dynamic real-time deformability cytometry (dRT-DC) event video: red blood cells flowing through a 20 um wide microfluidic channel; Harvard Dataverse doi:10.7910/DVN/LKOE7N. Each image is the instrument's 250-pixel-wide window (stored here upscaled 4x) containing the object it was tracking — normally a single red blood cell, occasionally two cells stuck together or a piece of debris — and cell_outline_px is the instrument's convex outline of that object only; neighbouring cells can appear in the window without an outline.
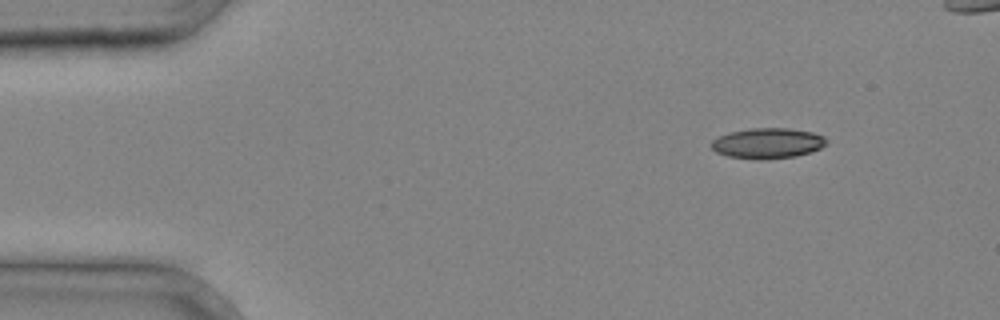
{"species": "common noctule bat (a hibernating species)", "species_latin": "Nyctalus noctula", "temperature_condition": "cold", "stored_images_in_passage": 4, "camera_frame_rate_fps": 3000, "um_per_image_px": 0.085, "animal": {"sex": "male", "body_mass_g": 20.4}, "frame": {"image": 1, "passage_image": 1, "time_ms": 0.0, "image_size_px": [1000, 320], "cell_outline_px": [[828, 140], [820, 148], [796, 156], [764, 160], [756, 160], [728, 156], [716, 152], [708, 144], [712, 140], [728, 132], [752, 128], [788, 128], [812, 132], [824, 136]], "centroid_in_image_um": [65.21, 12.18], "position_along_channel_um": 19.8, "area_um2": 20.52}}